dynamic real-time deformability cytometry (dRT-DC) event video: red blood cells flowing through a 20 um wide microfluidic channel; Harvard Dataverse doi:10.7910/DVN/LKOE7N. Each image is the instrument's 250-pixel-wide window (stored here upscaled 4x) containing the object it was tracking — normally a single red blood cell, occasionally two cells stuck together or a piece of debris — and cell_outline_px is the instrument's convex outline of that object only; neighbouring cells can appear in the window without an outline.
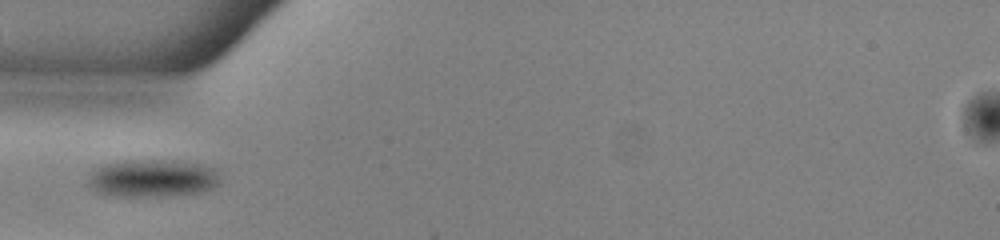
{"species": "common noctule bat (a hibernating species)", "species_latin": "Nyctalus noctula", "temperature_condition": "warm", "stored_images_in_passage": 36, "camera_frame_rate_fps": 3000, "um_per_image_px": 0.085, "animal": {"sex": "male", "body_mass_g": 13.0, "forearm_length_mm": 53.1}, "frame": {"image": 1, "passage_image": 1, "time_ms": 0.0, "image_size_px": [1000, 240], "cell_outline_px": [[220, 180], [216, 184], [204, 192], [164, 196], [116, 196], [100, 192], [88, 180], [88, 176], [96, 168], [104, 164], [124, 160], [172, 160], [200, 164], [212, 168], [220, 176]], "centroid_in_image_um": [12.99, 15.14], "position_along_channel_um": 72.0, "area_um2": 28.61}}
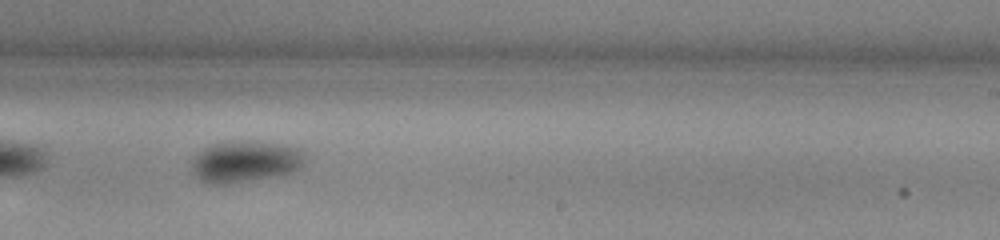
{"frame": {"image": 2, "passage_image": 16, "time_ms": 5.0, "image_size_px": [1000, 240], "cell_outline_px": [[304, 156], [300, 168], [292, 172], [272, 176], [224, 184], [208, 184], [200, 180], [196, 176], [192, 168], [192, 164], [196, 156], [204, 148], [212, 144], [228, 140], [256, 140], [284, 144], [300, 148], [304, 152]], "centroid_in_image_um": [20.85, 13.69], "position_along_channel_um": 268.1, "area_um2": 27.46}}
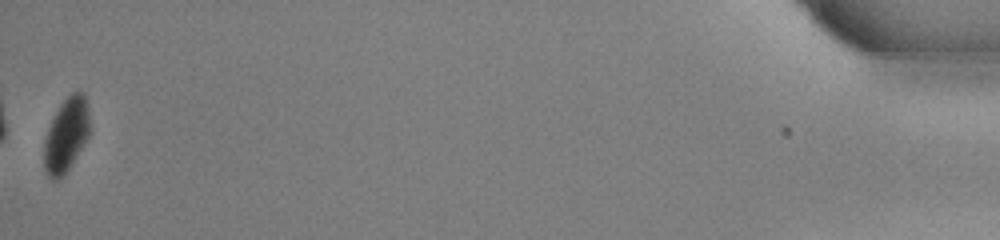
{"frame": {"image": 3, "passage_image": 36, "time_ms": 11.667, "image_size_px": [1000, 240], "cell_outline_px": [[88, 136], [68, 168], [56, 180], [52, 180], [48, 176], [44, 168], [44, 140], [48, 128], [60, 104], [72, 92], [84, 92], [88, 108]], "centroid_in_image_um": [5.6, 11.45], "position_along_channel_um": 429.6, "area_um2": 19.07}}